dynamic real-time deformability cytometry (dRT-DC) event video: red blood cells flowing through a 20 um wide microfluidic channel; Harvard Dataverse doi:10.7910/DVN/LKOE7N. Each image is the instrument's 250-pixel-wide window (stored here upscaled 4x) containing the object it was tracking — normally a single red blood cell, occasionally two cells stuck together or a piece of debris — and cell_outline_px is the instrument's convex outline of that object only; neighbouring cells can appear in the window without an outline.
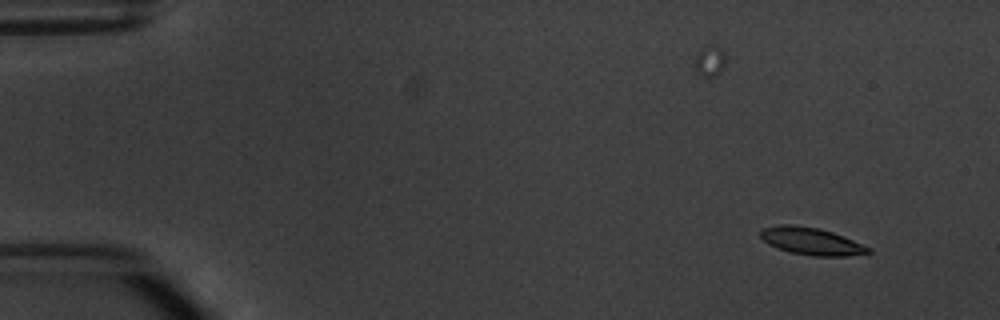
{"species": "common noctule bat (a hibernating species)", "species_latin": "Nyctalus noctula", "temperature_condition": "warm", "stored_images_in_passage": 4, "camera_frame_rate_fps": 3000, "um_per_image_px": 0.085, "animal": {"sex": "male", "body_mass_g": 20.1, "forearm_length_mm": 53.5}, "frame": {"image": 1, "passage_image": 1, "time_ms": 0.0, "image_size_px": [1000, 320], "cell_outline_px": [[872, 252], [844, 256], [812, 256], [788, 252], [768, 244], [760, 236], [760, 228], [780, 224], [796, 224], [816, 228], [832, 232], [872, 248]], "centroid_in_image_um": [68.92, 20.5], "position_along_channel_um": 16.1, "area_um2": 17.17}}
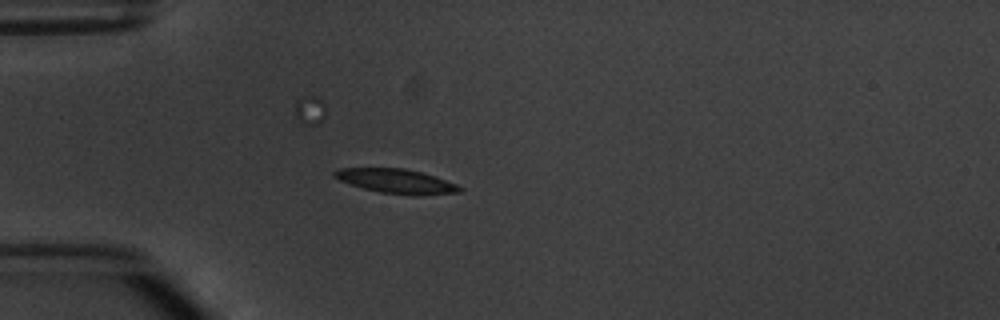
{"frame": {"image": 2, "passage_image": 4, "time_ms": 3.667, "image_size_px": [1000, 320], "cell_outline_px": [[464, 188], [460, 192], [420, 196], [412, 196], [380, 192], [364, 188], [340, 180], [332, 176], [332, 172], [340, 168], [404, 168], [436, 176], [456, 184]], "centroid_in_image_um": [33.73, 15.41], "position_along_channel_um": 51.3, "area_um2": 17.86}}